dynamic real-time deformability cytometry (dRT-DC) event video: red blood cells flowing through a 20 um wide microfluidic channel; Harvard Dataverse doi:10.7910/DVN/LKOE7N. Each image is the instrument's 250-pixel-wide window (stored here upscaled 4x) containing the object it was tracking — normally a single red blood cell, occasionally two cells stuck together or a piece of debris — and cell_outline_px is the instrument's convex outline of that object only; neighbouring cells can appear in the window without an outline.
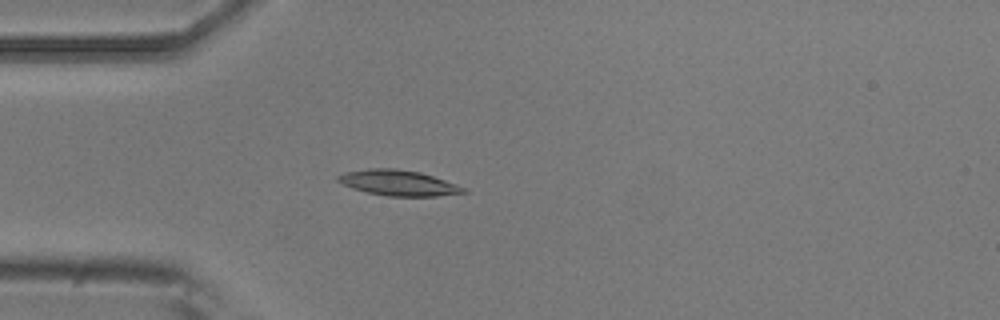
{"species": "common noctule bat (a hibernating species)", "species_latin": "Nyctalus noctula", "temperature_condition": "room temperature", "stored_images_in_passage": 3, "camera_frame_rate_fps": 3000, "um_per_image_px": 0.085, "animal": {"sex": "male", "body_mass_g": 20.5, "forearm_length_mm": 52.5}, "frame": {"image": 1, "passage_image": 3, "time_ms": 2.333, "image_size_px": [1000, 320], "cell_outline_px": [[468, 192], [436, 196], [388, 196], [368, 192], [352, 188], [336, 180], [336, 176], [344, 172], [368, 168], [396, 168], [420, 172], [468, 188]], "centroid_in_image_um": [33.86, 15.54], "position_along_channel_um": 51.1, "area_um2": 18.67}}